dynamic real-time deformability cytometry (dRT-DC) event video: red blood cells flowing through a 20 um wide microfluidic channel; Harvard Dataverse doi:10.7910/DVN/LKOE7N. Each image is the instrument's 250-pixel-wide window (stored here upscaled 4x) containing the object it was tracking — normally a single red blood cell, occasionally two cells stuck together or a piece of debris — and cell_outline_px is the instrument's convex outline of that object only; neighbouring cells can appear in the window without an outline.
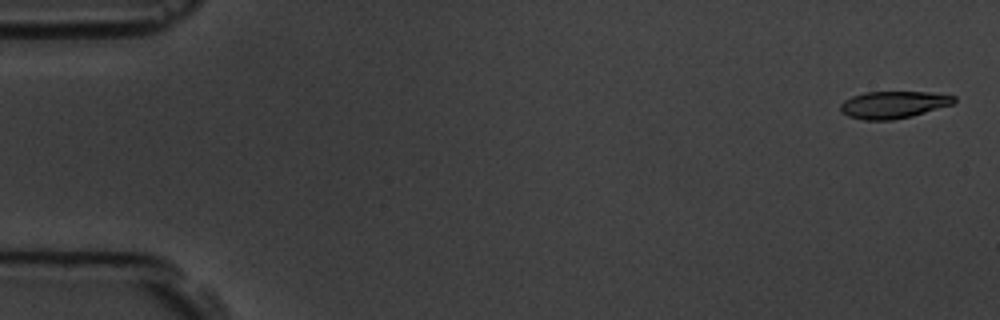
{"species": "common noctule bat (a hibernating species)", "species_latin": "Nyctalus noctula", "temperature_condition": "room temperature", "stored_images_in_passage": 4, "camera_frame_rate_fps": 3000, "um_per_image_px": 0.085, "animal": {"sex": "male", "body_mass_g": 19.5, "forearm_length_mm": 54.6}, "frame": {"image": 1, "passage_image": 1, "time_ms": 0.0, "image_size_px": [1000, 320], "cell_outline_px": [[956, 100], [952, 104], [912, 116], [892, 120], [864, 120], [848, 116], [840, 112], [840, 104], [844, 100], [852, 96], [864, 92], [928, 92], [956, 96]], "centroid_in_image_um": [75.9, 8.9], "position_along_channel_um": 9.1, "area_um2": 17.98}}